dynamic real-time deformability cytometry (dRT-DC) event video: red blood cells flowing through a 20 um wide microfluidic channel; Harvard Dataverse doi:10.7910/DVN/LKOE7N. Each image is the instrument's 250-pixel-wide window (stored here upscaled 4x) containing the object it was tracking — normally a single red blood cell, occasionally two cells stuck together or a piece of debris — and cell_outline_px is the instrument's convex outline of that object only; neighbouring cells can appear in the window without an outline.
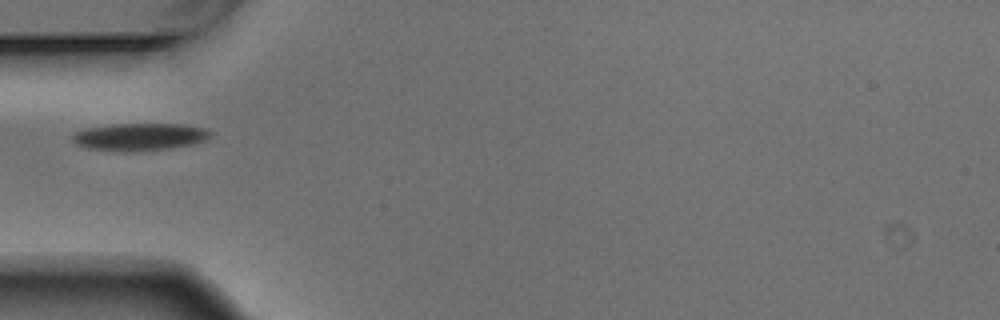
{"species": "Egyptian fruit bat (a non-hibernating species)", "species_latin": "Rousettus aegyptiacus", "temperature_condition": "warm", "stored_images_in_passage": 6, "camera_frame_rate_fps": 3000, "um_per_image_px": 0.085, "animal": {"sex": "male"}, "frame": {"image": 1, "passage_image": 4, "time_ms": 1.0, "image_size_px": [1000, 320], "cell_outline_px": [[212, 136], [208, 140], [192, 144], [172, 148], [136, 152], [88, 148], [76, 144], [72, 140], [72, 136], [76, 132], [88, 128], [112, 124], [184, 124], [208, 128], [212, 132]], "centroid_in_image_um": [11.97, 11.63], "position_along_channel_um": 73.0, "area_um2": 22.2}}
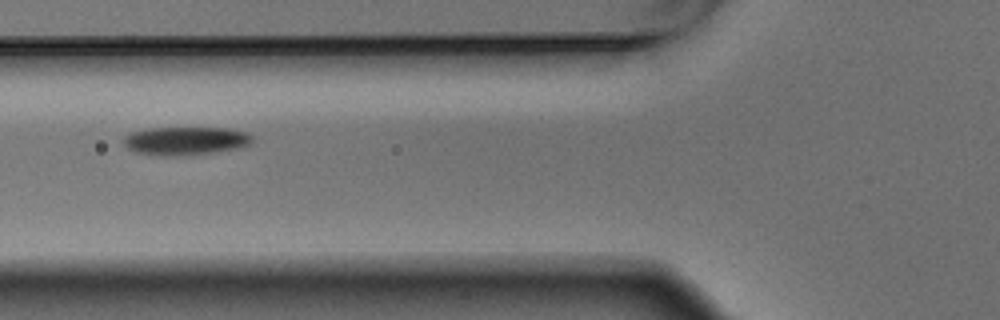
{"frame": {"image": 2, "passage_image": 5, "time_ms": 1.333, "image_size_px": [1000, 320], "cell_outline_px": [[252, 140], [248, 144], [240, 148], [212, 152], [172, 156], [160, 156], [136, 152], [128, 148], [124, 144], [124, 136], [128, 132], [148, 128], [228, 128], [248, 132], [252, 136]], "centroid_in_image_um": [15.74, 11.96], "position_along_channel_um": 110.1, "area_um2": 21.21}}
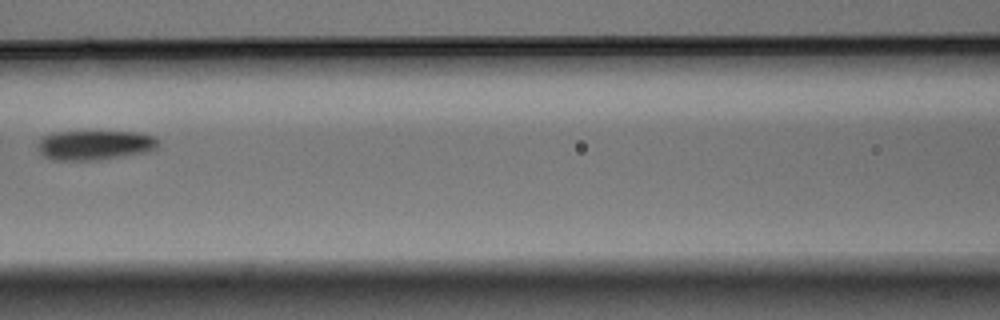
{"frame": {"image": 3, "passage_image": 6, "time_ms": 1.667, "image_size_px": [1000, 320], "cell_outline_px": [[156, 148], [148, 152], [100, 160], [52, 160], [44, 156], [36, 148], [40, 136], [56, 132], [140, 132], [156, 136]], "centroid_in_image_um": [8.02, 12.33], "position_along_channel_um": 158.6, "area_um2": 20.98}}